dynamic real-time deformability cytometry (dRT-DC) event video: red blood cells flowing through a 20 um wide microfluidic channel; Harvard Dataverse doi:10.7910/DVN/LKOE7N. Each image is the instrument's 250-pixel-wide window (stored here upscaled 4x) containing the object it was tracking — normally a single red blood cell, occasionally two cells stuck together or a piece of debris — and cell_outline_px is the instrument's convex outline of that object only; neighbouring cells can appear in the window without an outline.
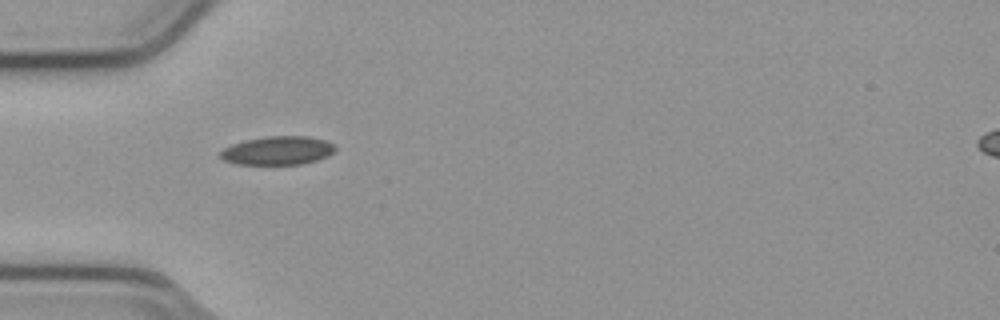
{"species": "common noctule bat (a hibernating species)", "species_latin": "Nyctalus noctula", "temperature_condition": "cold", "stored_images_in_passage": 38, "camera_frame_rate_fps": 3000, "um_per_image_px": 0.085, "animal": {"sex": "male", "body_mass_g": 23.1, "forearm_length_mm": 52.7}, "frame": {"image": 1, "passage_image": 1, "time_ms": 0.0, "image_size_px": [1000, 320], "cell_outline_px": [[336, 148], [328, 156], [316, 160], [300, 164], [236, 164], [224, 160], [220, 156], [220, 152], [224, 148], [232, 144], [244, 140], [268, 136], [308, 136], [324, 140], [332, 144]], "centroid_in_image_um": [23.58, 12.79], "position_along_channel_um": 61.4, "area_um2": 18.96}}
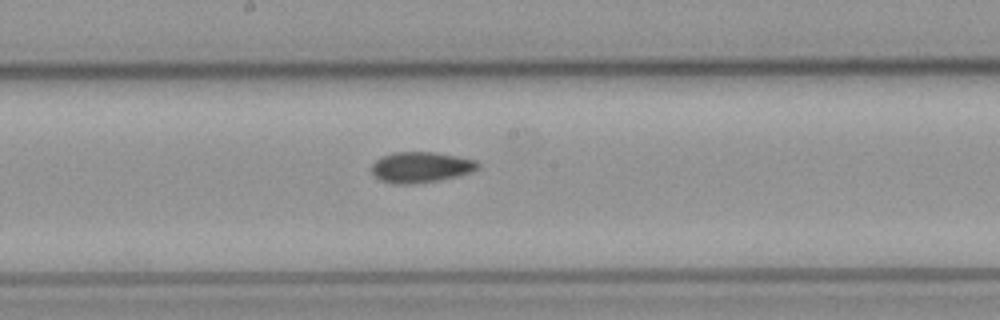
{"frame": {"image": 2, "passage_image": 13, "time_ms": 4.0, "image_size_px": [1000, 320], "cell_outline_px": [[480, 164], [476, 168], [468, 172], [456, 176], [436, 180], [412, 184], [392, 184], [380, 180], [372, 176], [372, 164], [376, 160], [392, 152], [436, 152], [476, 160]], "centroid_in_image_um": [35.7, 14.21], "position_along_channel_um": 212.5, "area_um2": 18.84}}
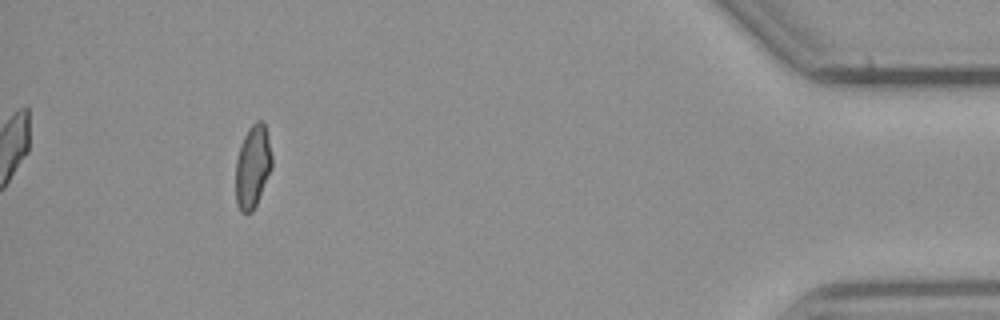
{"frame": {"image": 3, "passage_image": 34, "time_ms": 11.0, "image_size_px": [1000, 320], "cell_outline_px": [[272, 168], [256, 204], [252, 212], [240, 212], [236, 200], [236, 160], [240, 144], [248, 128], [256, 120], [264, 120], [272, 156]], "centroid_in_image_um": [21.48, 14.12], "position_along_channel_um": 413.7, "area_um2": 17.51}, "authors_computed_cell_mechanics": {"area_um2": 18.1492, "velocity_mm_per_s": 3.8062, "shape_relaxation_time_tau1_ms": null, "shape_relaxation_time_tau2_ms": 4.7812, "deformation_change_tau1": null, "deformation_change_tau2": 0.0976}}